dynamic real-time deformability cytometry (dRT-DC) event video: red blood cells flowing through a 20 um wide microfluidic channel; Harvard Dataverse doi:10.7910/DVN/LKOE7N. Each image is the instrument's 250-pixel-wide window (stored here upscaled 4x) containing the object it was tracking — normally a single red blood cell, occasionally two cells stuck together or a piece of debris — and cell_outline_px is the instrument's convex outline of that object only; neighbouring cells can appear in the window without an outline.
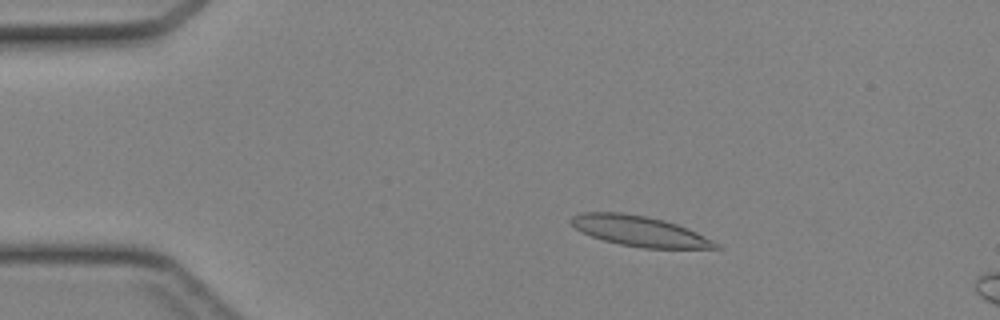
{"species": "Egyptian fruit bat (a non-hibernating species)", "species_latin": "Rousettus aegyptiacus", "temperature_condition": "cold", "stored_images_in_passage": 13, "camera_frame_rate_fps": 3000, "um_per_image_px": 0.085, "animal": {"sex": "female"}, "frame": {"image": 1, "passage_image": 8, "time_ms": 2.333, "image_size_px": [1000, 320], "cell_outline_px": [[724, 248], [644, 248], [620, 244], [604, 240], [580, 232], [568, 220], [572, 216], [580, 212], [620, 212], [648, 216], [664, 220], [688, 228], [720, 244]], "centroid_in_image_um": [54.34, 19.63], "position_along_channel_um": 30.7, "area_um2": 25.55}}